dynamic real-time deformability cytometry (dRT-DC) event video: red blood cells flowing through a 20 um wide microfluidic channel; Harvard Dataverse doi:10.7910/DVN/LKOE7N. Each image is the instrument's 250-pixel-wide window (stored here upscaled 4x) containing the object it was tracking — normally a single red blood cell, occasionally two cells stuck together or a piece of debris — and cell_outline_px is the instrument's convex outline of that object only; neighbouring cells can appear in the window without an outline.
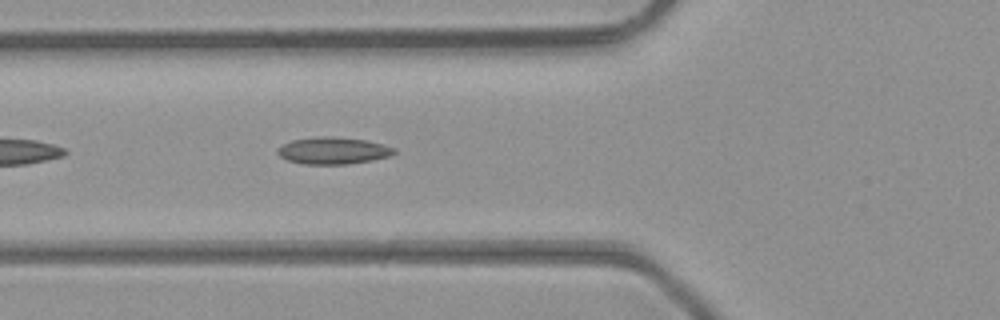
{"species": "common noctule bat (a hibernating species)", "species_latin": "Nyctalus noctula", "temperature_condition": "room temperature", "stored_images_in_passage": 39, "camera_frame_rate_fps": 3000, "um_per_image_px": 0.085, "animal": {"sex": "male", "body_mass_g": 23.1, "forearm_length_mm": 52.7}, "frame": {"image": 1, "passage_image": 9, "time_ms": 2.667, "image_size_px": [1000, 320], "cell_outline_px": [[396, 152], [392, 156], [372, 160], [348, 164], [304, 164], [288, 160], [280, 156], [276, 152], [276, 148], [292, 140], [324, 136], [332, 136], [364, 140], [396, 148]], "centroid_in_image_um": [28.32, 12.81], "position_along_channel_um": 97.5, "area_um2": 18.21}}
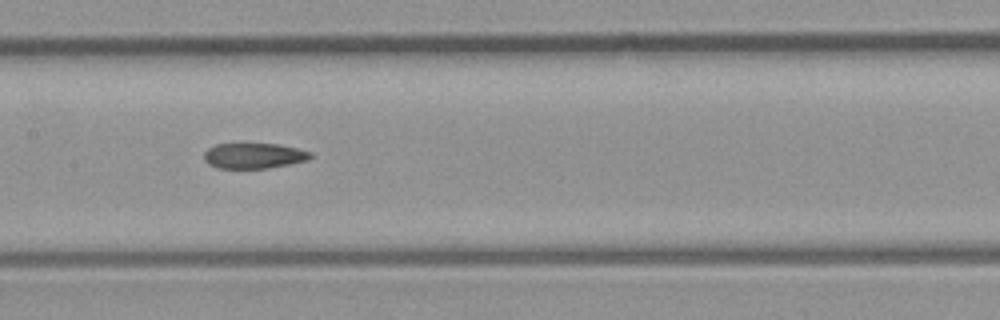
{"frame": {"image": 2, "passage_image": 15, "time_ms": 4.667, "image_size_px": [1000, 320], "cell_outline_px": [[312, 156], [308, 160], [268, 168], [216, 168], [208, 164], [204, 160], [204, 152], [208, 148], [216, 144], [276, 144], [296, 148], [312, 152]], "centroid_in_image_um": [21.55, 13.24], "position_along_channel_um": 185.8, "area_um2": 15.72}}
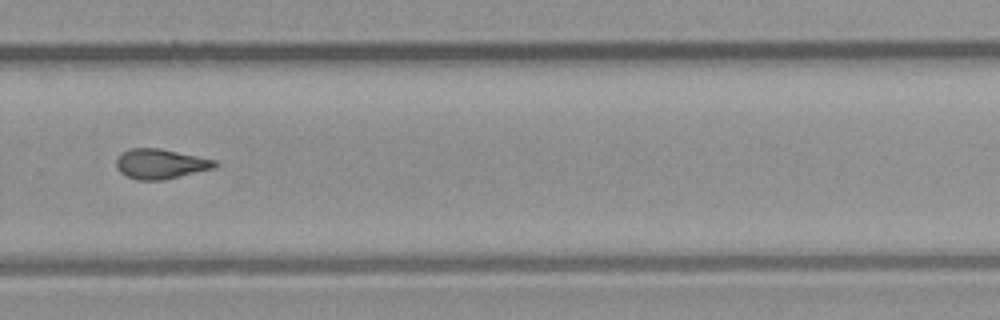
{"frame": {"image": 3, "passage_image": 24, "time_ms": 7.667, "image_size_px": [1000, 320], "cell_outline_px": [[220, 164], [216, 168], [164, 180], [136, 180], [124, 176], [116, 168], [116, 160], [120, 152], [128, 148], [160, 148], [216, 160]], "centroid_in_image_um": [13.63, 13.93], "position_along_channel_um": 316.2, "area_um2": 17.57}, "authors_computed_cell_mechanics": {"area_um2": 17.051, "velocity_mm_per_s": 4.3635, "shape_relaxation_time_tau1_ms": null, "shape_relaxation_time_tau2_ms": 3.5247, "deformation_change_tau1": null, "deformation_change_tau2": 0.1079}}